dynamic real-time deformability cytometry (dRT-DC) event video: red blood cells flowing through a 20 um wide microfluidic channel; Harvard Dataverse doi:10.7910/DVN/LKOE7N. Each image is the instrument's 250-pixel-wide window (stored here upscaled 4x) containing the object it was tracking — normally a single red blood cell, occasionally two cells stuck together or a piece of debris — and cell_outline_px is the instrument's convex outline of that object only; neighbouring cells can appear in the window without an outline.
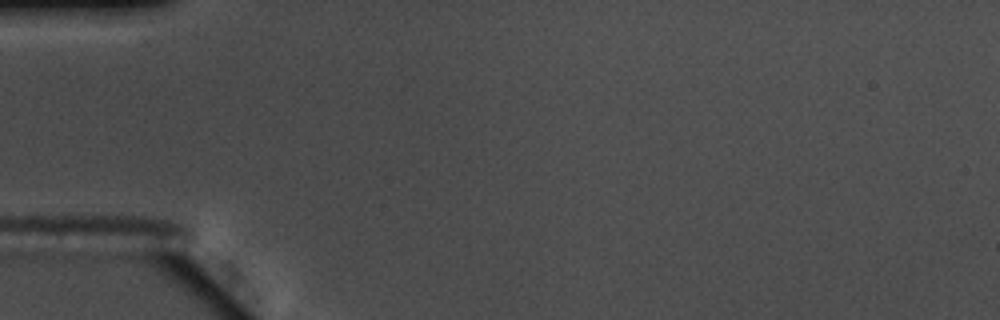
{"species": "common noctule bat (a hibernating species)", "species_latin": "Nyctalus noctula", "temperature_condition": "warm", "stored_images_in_passage": 3, "camera_frame_rate_fps": 3000, "um_per_image_px": 0.085, "animal": {"sex": "male", "body_mass_g": 17.5, "forearm_length_mm": 52.3}, "frame": {"image": 1, "passage_image": 1, "time_ms": 0.0, "image_size_px": [1000, 320], "cell_outline_px": [[216, 288], [212, 288], [104, 252], [108, 248], [176, 248], [192, 256], [212, 276], [216, 284]], "centroid_in_image_um": [14.24, 22.34], "position_along_channel_um": 70.8, "area_um2": 14.28}}